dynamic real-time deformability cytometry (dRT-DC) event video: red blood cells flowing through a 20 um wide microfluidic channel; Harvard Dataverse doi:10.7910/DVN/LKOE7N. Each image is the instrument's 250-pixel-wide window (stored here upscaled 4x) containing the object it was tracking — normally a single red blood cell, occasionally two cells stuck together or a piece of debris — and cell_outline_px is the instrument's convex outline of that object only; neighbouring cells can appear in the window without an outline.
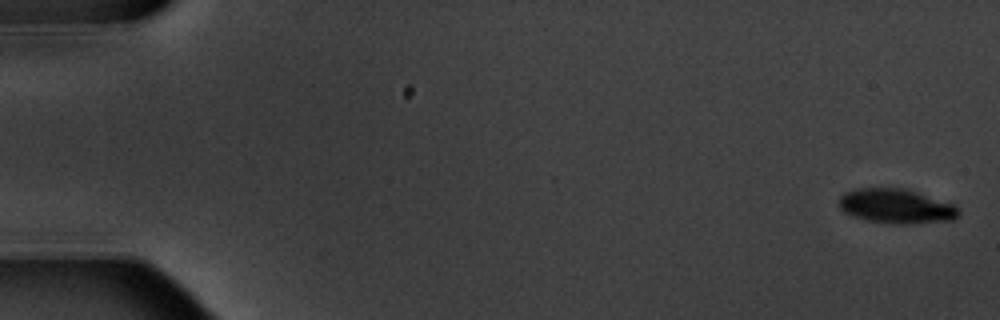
{"species": "common noctule bat (a hibernating species)", "species_latin": "Nyctalus noctula", "temperature_condition": "warm", "stored_images_in_passage": 5, "camera_frame_rate_fps": 3000, "um_per_image_px": 0.085, "animal": {"sex": "male", "body_mass_g": 20.1, "forearm_length_mm": 53.5}, "frame": {"image": 1, "passage_image": 5, "time_ms": 5.333, "image_size_px": [1000, 320], "cell_outline_px": [[960, 216], [952, 220], [904, 224], [892, 224], [868, 220], [852, 216], [844, 212], [840, 208], [840, 196], [844, 192], [856, 188], [908, 188], [952, 204], [960, 212]], "centroid_in_image_um": [76.16, 17.52], "position_along_channel_um": 8.8, "area_um2": 24.1}}